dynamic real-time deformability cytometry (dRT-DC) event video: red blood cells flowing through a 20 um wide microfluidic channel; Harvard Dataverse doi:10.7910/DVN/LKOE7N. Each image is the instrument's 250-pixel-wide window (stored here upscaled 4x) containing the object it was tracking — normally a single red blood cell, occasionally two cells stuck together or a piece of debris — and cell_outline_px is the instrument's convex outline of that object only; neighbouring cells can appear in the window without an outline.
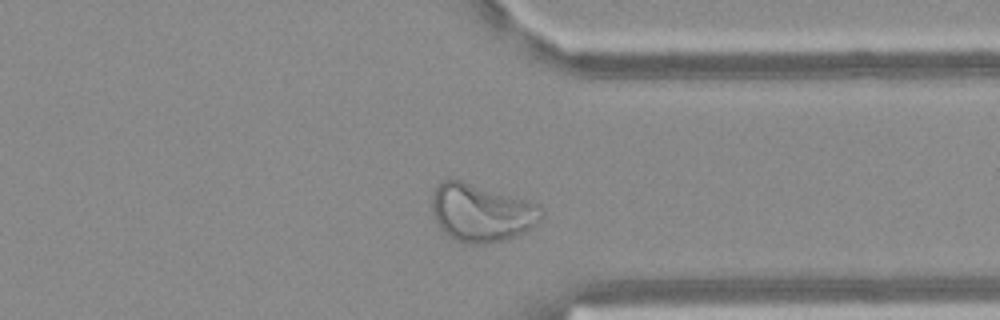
{"species": "Egyptian fruit bat (a non-hibernating species)", "species_latin": "Rousettus aegyptiacus", "temperature_condition": "warm", "stored_images_in_passage": 49, "camera_frame_rate_fps": 3000, "um_per_image_px": 0.085, "frame": {"image": 1, "passage_image": 37, "time_ms": 12.0, "image_size_px": [1000, 320], "cell_outline_px": [[544, 216], [532, 228], [516, 236], [504, 240], [488, 244], [468, 244], [456, 240], [448, 236], [440, 228], [432, 212], [432, 192], [444, 180], [460, 180], [528, 200], [540, 204], [544, 212]], "centroid_in_image_um": [40.95, 18.1], "position_along_channel_um": 370.5, "area_um2": 36.99}}
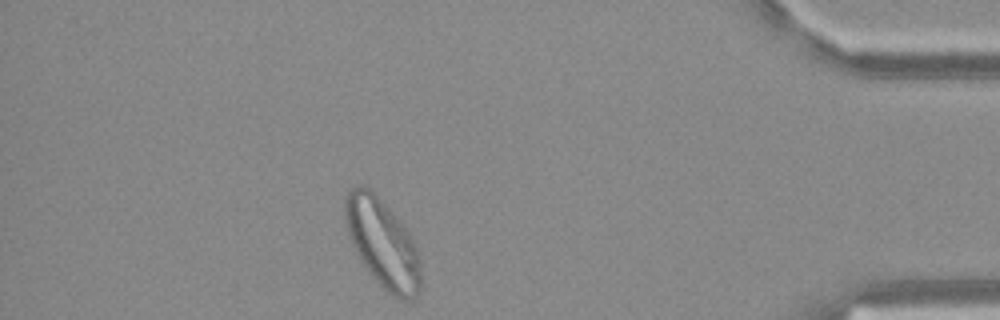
{"frame": {"image": 2, "passage_image": 43, "time_ms": 14.0, "image_size_px": [1000, 320], "cell_outline_px": [[420, 292], [412, 300], [400, 300], [388, 292], [368, 272], [360, 260], [348, 236], [344, 220], [344, 196], [352, 188], [360, 184], [364, 184], [392, 212], [408, 232], [416, 244], [420, 268]], "centroid_in_image_um": [32.49, 20.69], "position_along_channel_um": 402.7, "area_um2": 38.96}}